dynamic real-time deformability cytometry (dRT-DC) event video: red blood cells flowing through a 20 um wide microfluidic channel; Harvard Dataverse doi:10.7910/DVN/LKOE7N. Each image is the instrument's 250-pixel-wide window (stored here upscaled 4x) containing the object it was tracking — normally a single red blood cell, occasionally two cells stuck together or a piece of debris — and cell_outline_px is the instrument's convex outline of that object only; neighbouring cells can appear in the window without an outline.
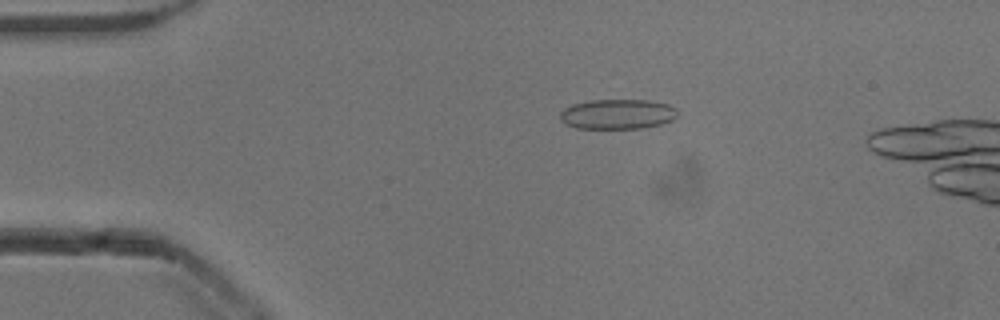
{"species": "common noctule bat (a hibernating species)", "species_latin": "Nyctalus noctula", "temperature_condition": "cold", "stored_images_in_passage": 51, "camera_frame_rate_fps": 3000, "um_per_image_px": 0.085, "animal": {"sex": "male", "body_mass_g": 13.3}, "frame": {"image": 1, "passage_image": 11, "time_ms": 3.333, "image_size_px": [1000, 320], "cell_outline_px": [[676, 116], [672, 120], [660, 124], [640, 128], [576, 128], [564, 124], [560, 120], [560, 112], [564, 108], [572, 104], [588, 100], [648, 100], [668, 104], [676, 108]], "centroid_in_image_um": [52.44, 9.69], "position_along_channel_um": 32.6, "area_um2": 20.52}}
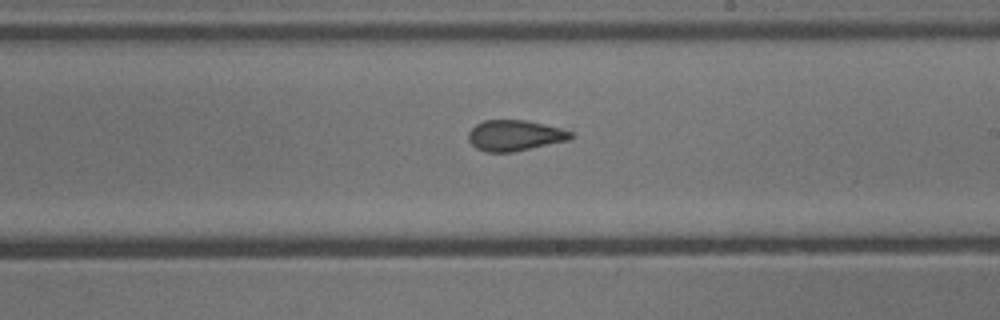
{"frame": {"image": 2, "passage_image": 31, "time_ms": 10.0, "image_size_px": [1000, 320], "cell_outline_px": [[572, 136], [568, 140], [512, 152], [484, 152], [476, 148], [468, 140], [468, 132], [476, 124], [484, 120], [524, 120], [544, 124], [560, 128], [572, 132]], "centroid_in_image_um": [43.71, 11.51], "position_along_channel_um": 245.3, "area_um2": 18.21}}
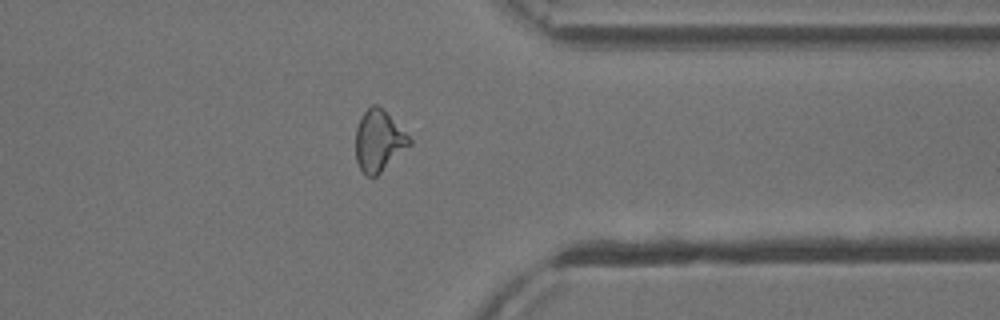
{"frame": {"image": 3, "passage_image": 42, "time_ms": 13.667, "image_size_px": [1000, 320], "cell_outline_px": [[412, 144], [376, 176], [368, 176], [360, 168], [356, 160], [356, 128], [360, 116], [372, 104], [376, 104], [412, 140]], "centroid_in_image_um": [32.17, 11.99], "position_along_channel_um": 379.2, "area_um2": 18.67}, "authors_computed_cell_mechanics": {"area_um2": 19.2474, "velocity_mm_per_s": 3.8563, "shape_relaxation_time_tau1_ms": null, "shape_relaxation_time_tau2_ms": 1.8182, "deformation_change_tau1": null, "deformation_change_tau2": 0.0786}}